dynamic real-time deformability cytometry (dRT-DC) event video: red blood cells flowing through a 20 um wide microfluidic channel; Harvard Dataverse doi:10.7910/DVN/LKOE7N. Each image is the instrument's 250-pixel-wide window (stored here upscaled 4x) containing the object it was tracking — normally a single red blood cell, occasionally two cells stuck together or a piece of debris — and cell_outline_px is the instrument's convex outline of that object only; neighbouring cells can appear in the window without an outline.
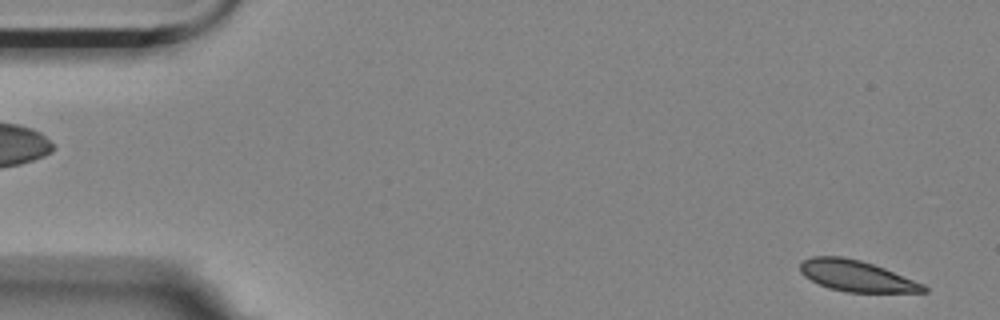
{"species": "Egyptian fruit bat (a non-hibernating species)", "species_latin": "Rousettus aegyptiacus", "temperature_condition": "room temperature", "stored_images_in_passage": 5, "camera_frame_rate_fps": 3000, "um_per_image_px": 0.085, "animal": {"sex": "female"}, "frame": {"image": 1, "passage_image": 5, "time_ms": 1.333, "image_size_px": [1000, 320], "cell_outline_px": [[928, 292], [844, 292], [828, 288], [804, 276], [800, 272], [800, 264], [804, 260], [812, 256], [840, 256], [860, 260], [884, 268], [924, 284], [928, 288]], "centroid_in_image_um": [72.8, 23.46], "position_along_channel_um": 12.2, "area_um2": 22.2}}